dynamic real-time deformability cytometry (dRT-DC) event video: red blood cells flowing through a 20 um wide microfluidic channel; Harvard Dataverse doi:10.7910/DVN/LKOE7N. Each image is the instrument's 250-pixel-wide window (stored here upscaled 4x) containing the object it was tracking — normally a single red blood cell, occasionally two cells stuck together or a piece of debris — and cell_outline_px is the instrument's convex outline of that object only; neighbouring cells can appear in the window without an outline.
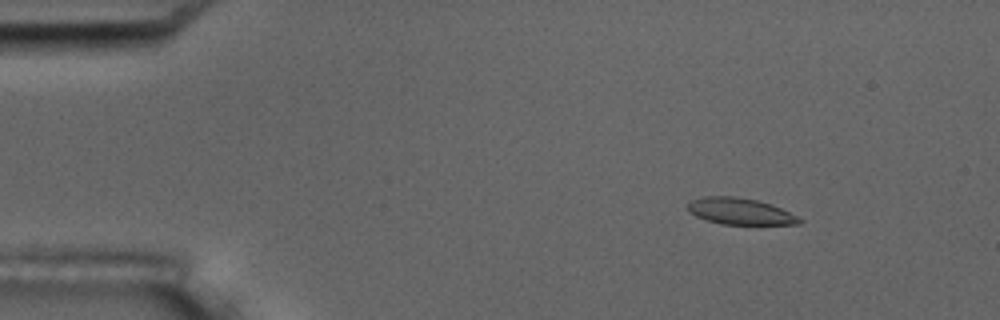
{"species": "common noctule bat (a hibernating species)", "species_latin": "Nyctalus noctula", "temperature_condition": "room temperature", "stored_images_in_passage": 7, "camera_frame_rate_fps": 3000, "um_per_image_px": 0.085, "animal": {"sex": "male", "body_mass_g": 17.5, "forearm_length_mm": 52.3}, "frame": {"image": 1, "passage_image": 3, "time_ms": 2.333, "image_size_px": [1000, 320], "cell_outline_px": [[804, 220], [800, 224], [720, 224], [696, 216], [688, 208], [688, 204], [692, 200], [704, 196], [736, 196], [756, 200], [772, 204]], "centroid_in_image_um": [62.92, 17.96], "position_along_channel_um": 22.1, "area_um2": 16.99}}
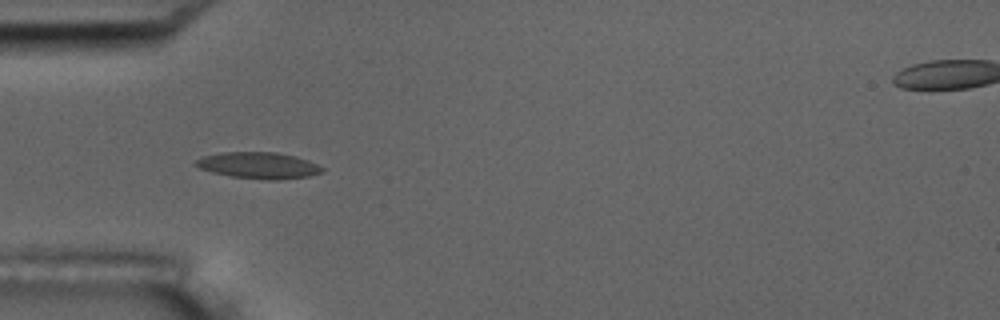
{"frame": {"image": 2, "passage_image": 6, "time_ms": 5.667, "image_size_px": [1000, 320], "cell_outline_px": [[324, 172], [308, 176], [276, 180], [268, 180], [232, 176], [212, 172], [200, 168], [196, 164], [196, 160], [204, 156], [220, 152], [276, 152], [296, 156], [308, 160], [324, 168]], "centroid_in_image_um": [22.02, 14.05], "position_along_channel_um": 63.0, "area_um2": 19.31}}